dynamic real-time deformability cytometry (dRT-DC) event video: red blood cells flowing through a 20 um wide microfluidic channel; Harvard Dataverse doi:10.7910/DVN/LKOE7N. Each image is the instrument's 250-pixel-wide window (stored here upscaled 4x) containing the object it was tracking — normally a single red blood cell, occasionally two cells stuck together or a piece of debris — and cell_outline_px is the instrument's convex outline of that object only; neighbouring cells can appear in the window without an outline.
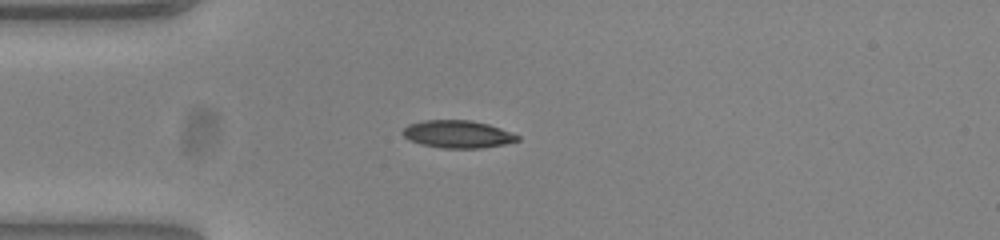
{"species": "common noctule bat (a hibernating species)", "species_latin": "Nyctalus noctula", "temperature_condition": "warm", "stored_images_in_passage": 17, "camera_frame_rate_fps": 3000, "um_per_image_px": 0.085, "animal": {"sex": "female", "body_mass_g": 23.0, "forearm_length_mm": 53.4}, "frame": {"image": 1, "passage_image": 1, "time_ms": 0.0, "image_size_px": [1000, 240], "cell_outline_px": [[520, 140], [504, 144], [480, 148], [440, 148], [420, 144], [404, 136], [400, 132], [408, 124], [424, 120], [472, 120], [488, 124], [500, 128], [520, 136]], "centroid_in_image_um": [38.89, 11.4], "position_along_channel_um": 46.1, "area_um2": 18.44}}